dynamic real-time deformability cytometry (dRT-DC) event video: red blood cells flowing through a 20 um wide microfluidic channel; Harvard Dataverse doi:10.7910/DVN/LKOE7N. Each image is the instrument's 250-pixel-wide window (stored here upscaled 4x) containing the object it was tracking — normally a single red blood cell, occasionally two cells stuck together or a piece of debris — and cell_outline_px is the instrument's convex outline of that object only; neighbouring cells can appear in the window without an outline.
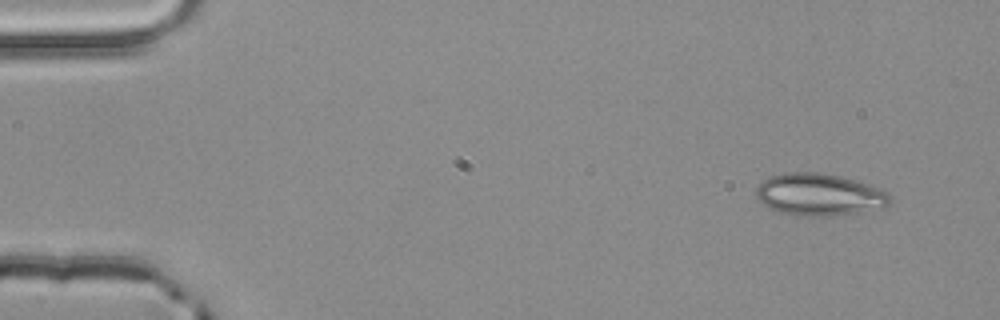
{"species": "common noctule bat (a hibernating species)", "species_latin": "Nyctalus noctula", "temperature_condition": "room temperature", "stored_images_in_passage": 4, "camera_frame_rate_fps": 3000, "um_per_image_px": 0.085, "animal": {"sex": "male", "body_mass_g": 20.4}, "frame": {"image": 1, "passage_image": 1, "time_ms": 0.0, "image_size_px": [1000, 320], "cell_outline_px": [[892, 200], [884, 208], [860, 212], [832, 216], [800, 216], [780, 212], [768, 208], [756, 196], [756, 188], [764, 180], [772, 176], [784, 172], [824, 172], [840, 176], [868, 184], [892, 196]], "centroid_in_image_um": [69.64, 16.55], "position_along_channel_um": 15.4, "area_um2": 32.89}}